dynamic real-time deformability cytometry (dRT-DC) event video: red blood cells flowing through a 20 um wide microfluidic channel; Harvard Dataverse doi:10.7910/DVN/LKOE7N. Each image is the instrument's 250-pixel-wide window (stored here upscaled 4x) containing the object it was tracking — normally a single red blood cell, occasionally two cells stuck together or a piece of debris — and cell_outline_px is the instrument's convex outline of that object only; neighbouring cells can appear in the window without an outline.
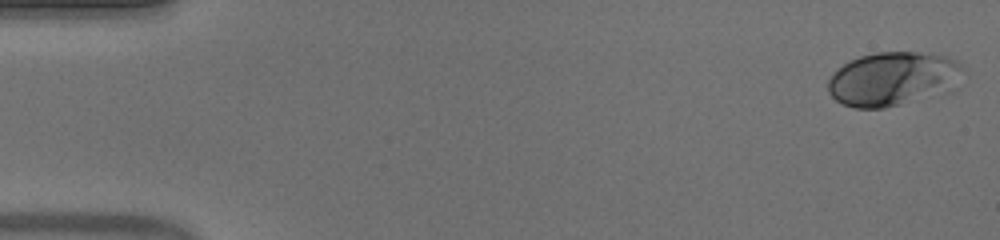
{"species": "human", "species_latin": "Homo sapiens", "temperature_condition": "warm", "stored_images_in_passage": 51, "camera_frame_rate_fps": 3000, "um_per_image_px": 0.085, "donor": {"sex": "male"}, "frame": {"image": 1, "passage_image": 1, "time_ms": 0.0, "image_size_px": [1000, 240], "cell_outline_px": [[960, 68], [940, 84], [900, 104], [884, 108], [856, 108], [844, 104], [836, 100], [828, 92], [828, 80], [832, 72], [848, 60], [872, 52], [916, 52], [944, 56], [956, 60], [960, 64]], "centroid_in_image_um": [75.51, 6.63], "position_along_channel_um": 9.5, "area_um2": 39.07}}
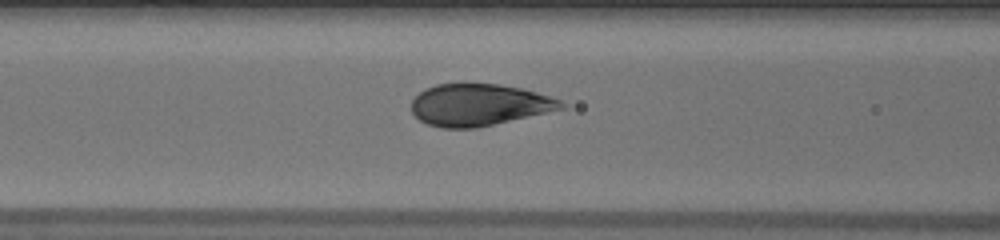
{"frame": {"image": 2, "passage_image": 21, "time_ms": 6.667, "image_size_px": [1000, 240], "cell_outline_px": [[568, 108], [476, 128], [444, 128], [428, 124], [420, 120], [412, 112], [412, 100], [420, 92], [436, 84], [460, 80], [464, 80], [500, 84], [520, 88], [536, 92], [560, 100]], "centroid_in_image_um": [40.71, 8.87], "position_along_channel_um": 125.9, "area_um2": 37.28}}
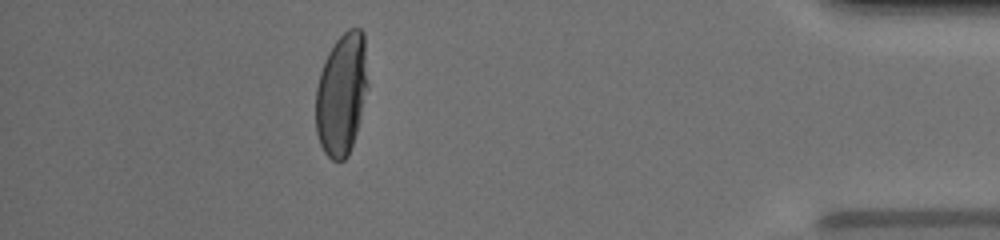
{"frame": {"image": 3, "passage_image": 46, "time_ms": 15.0, "image_size_px": [1000, 240], "cell_outline_px": [[368, 88], [360, 120], [348, 156], [344, 160], [332, 160], [324, 152], [320, 144], [316, 132], [316, 88], [320, 72], [324, 60], [328, 52], [336, 40], [348, 28], [360, 28], [364, 32], [368, 84]], "centroid_in_image_um": [29.04, 7.98], "position_along_channel_um": 406.2, "area_um2": 37.28}, "authors_computed_cell_mechanics": {"area_um2": 37.859, "velocity_mm_per_s": 3.9459, "shape_relaxation_time_tau1_ms": 4.6175, "shape_relaxation_time_tau2_ms": null, "deformation_change_tau1": 0.2063, "deformation_change_tau2": null}}